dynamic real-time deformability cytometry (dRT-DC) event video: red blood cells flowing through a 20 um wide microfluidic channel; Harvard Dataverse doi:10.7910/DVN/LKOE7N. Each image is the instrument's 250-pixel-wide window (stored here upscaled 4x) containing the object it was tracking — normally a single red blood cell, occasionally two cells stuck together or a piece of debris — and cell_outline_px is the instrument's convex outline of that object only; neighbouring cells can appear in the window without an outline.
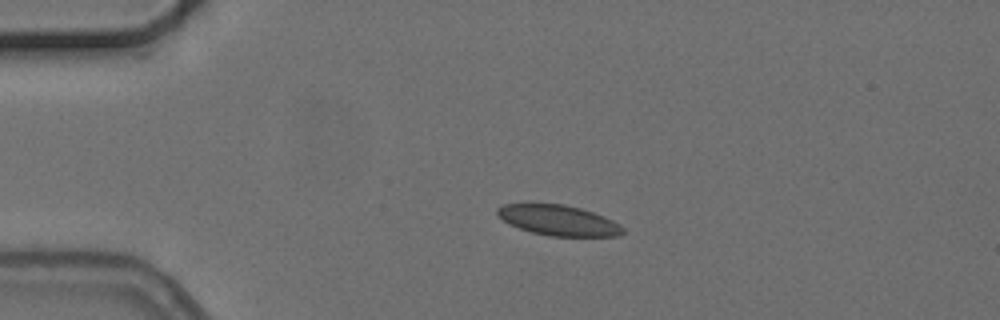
{"species": "common noctule bat (a hibernating species)", "species_latin": "Nyctalus noctula", "temperature_condition": "cold", "stored_images_in_passage": 4, "camera_frame_rate_fps": 3000, "um_per_image_px": 0.085, "animal": {"sex": "female", "body_mass_g": 24.6, "forearm_length_mm": 56.2}, "frame": {"image": 1, "passage_image": 3, "time_ms": 2.333, "image_size_px": [1000, 320], "cell_outline_px": [[624, 232], [620, 236], [548, 236], [532, 232], [520, 228], [504, 220], [496, 212], [496, 208], [504, 204], [564, 204], [580, 208], [604, 216], [620, 224], [624, 228]], "centroid_in_image_um": [47.51, 18.73], "position_along_channel_um": 37.5, "area_um2": 22.02}}